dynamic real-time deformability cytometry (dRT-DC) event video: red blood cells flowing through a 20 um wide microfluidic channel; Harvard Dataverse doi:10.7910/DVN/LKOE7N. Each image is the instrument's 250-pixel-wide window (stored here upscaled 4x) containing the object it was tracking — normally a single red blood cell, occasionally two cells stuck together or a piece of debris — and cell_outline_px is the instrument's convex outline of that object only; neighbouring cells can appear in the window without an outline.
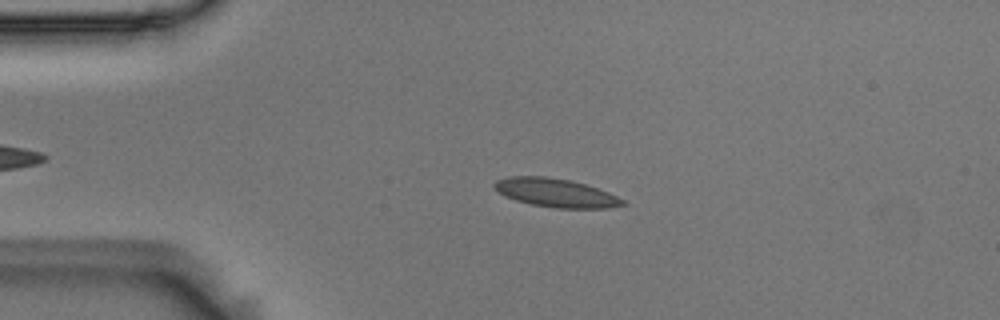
{"species": "Egyptian fruit bat (a non-hibernating species)", "species_latin": "Rousettus aegyptiacus", "temperature_condition": "room temperature", "stored_images_in_passage": 38, "camera_frame_rate_fps": 3000, "um_per_image_px": 0.085, "animal": {"sex": "male"}, "frame": {"image": 1, "passage_image": 1, "time_ms": 0.0, "image_size_px": [1000, 320], "cell_outline_px": [[628, 204], [608, 208], [556, 208], [532, 204], [516, 200], [504, 196], [492, 184], [496, 180], [508, 176], [544, 176], [568, 180], [584, 184], [608, 192], [624, 200]], "centroid_in_image_um": [47.23, 16.39], "position_along_channel_um": 37.8, "area_um2": 21.15}}
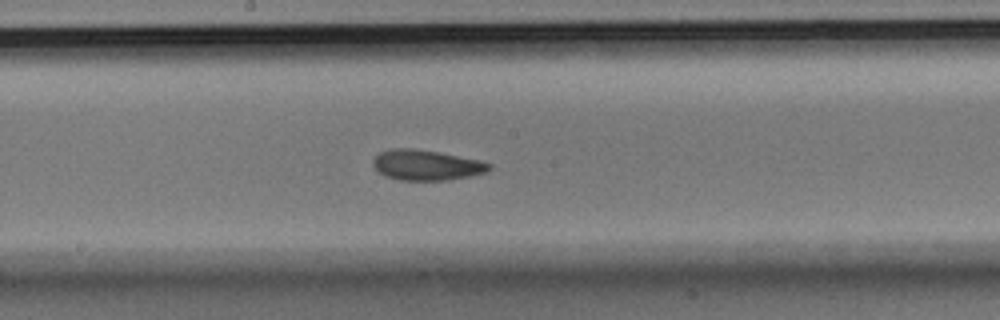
{"frame": {"image": 2, "passage_image": 18, "time_ms": 5.667, "image_size_px": [1000, 320], "cell_outline_px": [[492, 168], [488, 172], [472, 176], [448, 180], [400, 180], [384, 176], [372, 164], [372, 160], [380, 152], [392, 148], [412, 148], [436, 152], [480, 160], [492, 164]], "centroid_in_image_um": [36.27, 14.04], "position_along_channel_um": 211.9, "area_um2": 20.58}}
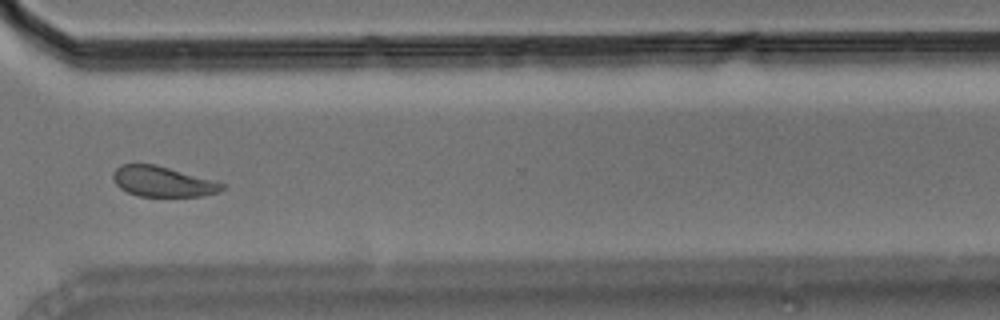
{"frame": {"image": 3, "passage_image": 30, "time_ms": 9.667, "image_size_px": [1000, 320], "cell_outline_px": [[224, 188], [220, 192], [204, 196], [140, 196], [128, 192], [120, 188], [116, 184], [112, 176], [116, 168], [120, 164], [156, 164], [212, 180], [224, 184]], "centroid_in_image_um": [13.82, 15.43], "position_along_channel_um": 356.8, "area_um2": 19.13}, "authors_computed_cell_mechanics": {"area_um2": 20.2878, "velocity_mm_per_s": 3.619, "shape_relaxation_time_tau1_ms": 5.1588, "shape_relaxation_time_tau2_ms": 2.0073, "deformation_change_tau1": 0.1372, "deformation_change_tau2": 0.0626}}